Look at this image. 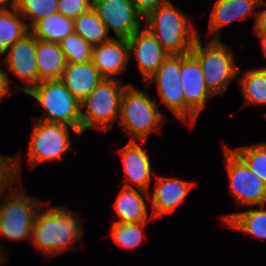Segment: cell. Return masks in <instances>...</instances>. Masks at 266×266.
I'll use <instances>...</instances> for the list:
<instances>
[{
  "label": "cell",
  "instance_id": "23",
  "mask_svg": "<svg viewBox=\"0 0 266 266\" xmlns=\"http://www.w3.org/2000/svg\"><path fill=\"white\" fill-rule=\"evenodd\" d=\"M23 19V20H22ZM30 29L17 8H0V56Z\"/></svg>",
  "mask_w": 266,
  "mask_h": 266
},
{
  "label": "cell",
  "instance_id": "37",
  "mask_svg": "<svg viewBox=\"0 0 266 266\" xmlns=\"http://www.w3.org/2000/svg\"><path fill=\"white\" fill-rule=\"evenodd\" d=\"M3 244L0 245V266H2V264L4 263L5 264V261L8 262L7 260V257L5 256V254H3L4 252L2 251L3 249Z\"/></svg>",
  "mask_w": 266,
  "mask_h": 266
},
{
  "label": "cell",
  "instance_id": "21",
  "mask_svg": "<svg viewBox=\"0 0 266 266\" xmlns=\"http://www.w3.org/2000/svg\"><path fill=\"white\" fill-rule=\"evenodd\" d=\"M36 62L39 82L60 80L67 64L59 43L39 39H37Z\"/></svg>",
  "mask_w": 266,
  "mask_h": 266
},
{
  "label": "cell",
  "instance_id": "2",
  "mask_svg": "<svg viewBox=\"0 0 266 266\" xmlns=\"http://www.w3.org/2000/svg\"><path fill=\"white\" fill-rule=\"evenodd\" d=\"M144 21V27L170 55L191 53L192 47L199 37L189 16L177 9L171 1L152 11L144 18Z\"/></svg>",
  "mask_w": 266,
  "mask_h": 266
},
{
  "label": "cell",
  "instance_id": "25",
  "mask_svg": "<svg viewBox=\"0 0 266 266\" xmlns=\"http://www.w3.org/2000/svg\"><path fill=\"white\" fill-rule=\"evenodd\" d=\"M74 32L93 47L110 40L106 26L91 7L88 11L74 19Z\"/></svg>",
  "mask_w": 266,
  "mask_h": 266
},
{
  "label": "cell",
  "instance_id": "27",
  "mask_svg": "<svg viewBox=\"0 0 266 266\" xmlns=\"http://www.w3.org/2000/svg\"><path fill=\"white\" fill-rule=\"evenodd\" d=\"M59 0H16L15 7L19 14L26 20L30 29L39 20L58 13Z\"/></svg>",
  "mask_w": 266,
  "mask_h": 266
},
{
  "label": "cell",
  "instance_id": "20",
  "mask_svg": "<svg viewBox=\"0 0 266 266\" xmlns=\"http://www.w3.org/2000/svg\"><path fill=\"white\" fill-rule=\"evenodd\" d=\"M144 193L149 200V192L138 188L122 187L117 199L114 203V208L118 216L117 223H142L148 220V208L143 197Z\"/></svg>",
  "mask_w": 266,
  "mask_h": 266
},
{
  "label": "cell",
  "instance_id": "29",
  "mask_svg": "<svg viewBox=\"0 0 266 266\" xmlns=\"http://www.w3.org/2000/svg\"><path fill=\"white\" fill-rule=\"evenodd\" d=\"M147 222L142 223H117L111 227V236L116 244L127 249H134L144 239V228Z\"/></svg>",
  "mask_w": 266,
  "mask_h": 266
},
{
  "label": "cell",
  "instance_id": "22",
  "mask_svg": "<svg viewBox=\"0 0 266 266\" xmlns=\"http://www.w3.org/2000/svg\"><path fill=\"white\" fill-rule=\"evenodd\" d=\"M222 215L223 223L245 234L266 239V209L264 206Z\"/></svg>",
  "mask_w": 266,
  "mask_h": 266
},
{
  "label": "cell",
  "instance_id": "33",
  "mask_svg": "<svg viewBox=\"0 0 266 266\" xmlns=\"http://www.w3.org/2000/svg\"><path fill=\"white\" fill-rule=\"evenodd\" d=\"M137 12L146 18L152 11H155L161 5L166 4L170 0H131Z\"/></svg>",
  "mask_w": 266,
  "mask_h": 266
},
{
  "label": "cell",
  "instance_id": "26",
  "mask_svg": "<svg viewBox=\"0 0 266 266\" xmlns=\"http://www.w3.org/2000/svg\"><path fill=\"white\" fill-rule=\"evenodd\" d=\"M244 104H266V67L248 69L239 79Z\"/></svg>",
  "mask_w": 266,
  "mask_h": 266
},
{
  "label": "cell",
  "instance_id": "11",
  "mask_svg": "<svg viewBox=\"0 0 266 266\" xmlns=\"http://www.w3.org/2000/svg\"><path fill=\"white\" fill-rule=\"evenodd\" d=\"M157 85L158 95L173 114L185 123V99L181 88L180 55H169L145 83Z\"/></svg>",
  "mask_w": 266,
  "mask_h": 266
},
{
  "label": "cell",
  "instance_id": "19",
  "mask_svg": "<svg viewBox=\"0 0 266 266\" xmlns=\"http://www.w3.org/2000/svg\"><path fill=\"white\" fill-rule=\"evenodd\" d=\"M104 79L91 61L86 63H67L60 81L81 102Z\"/></svg>",
  "mask_w": 266,
  "mask_h": 266
},
{
  "label": "cell",
  "instance_id": "30",
  "mask_svg": "<svg viewBox=\"0 0 266 266\" xmlns=\"http://www.w3.org/2000/svg\"><path fill=\"white\" fill-rule=\"evenodd\" d=\"M67 63H86L91 61L93 46L73 32L60 42Z\"/></svg>",
  "mask_w": 266,
  "mask_h": 266
},
{
  "label": "cell",
  "instance_id": "1",
  "mask_svg": "<svg viewBox=\"0 0 266 266\" xmlns=\"http://www.w3.org/2000/svg\"><path fill=\"white\" fill-rule=\"evenodd\" d=\"M50 200L39 208L35 215L31 233L33 246L48 255L50 258L71 250L77 244L76 241L83 240V225L79 221L77 213L73 214L63 206H50Z\"/></svg>",
  "mask_w": 266,
  "mask_h": 266
},
{
  "label": "cell",
  "instance_id": "7",
  "mask_svg": "<svg viewBox=\"0 0 266 266\" xmlns=\"http://www.w3.org/2000/svg\"><path fill=\"white\" fill-rule=\"evenodd\" d=\"M42 204L21 187L9 188L0 201V237L13 241L31 239L35 215Z\"/></svg>",
  "mask_w": 266,
  "mask_h": 266
},
{
  "label": "cell",
  "instance_id": "28",
  "mask_svg": "<svg viewBox=\"0 0 266 266\" xmlns=\"http://www.w3.org/2000/svg\"><path fill=\"white\" fill-rule=\"evenodd\" d=\"M232 150L266 184V142L241 146Z\"/></svg>",
  "mask_w": 266,
  "mask_h": 266
},
{
  "label": "cell",
  "instance_id": "17",
  "mask_svg": "<svg viewBox=\"0 0 266 266\" xmlns=\"http://www.w3.org/2000/svg\"><path fill=\"white\" fill-rule=\"evenodd\" d=\"M195 183L180 178L156 175V185L153 193L149 192L152 202V218L170 213L182 203Z\"/></svg>",
  "mask_w": 266,
  "mask_h": 266
},
{
  "label": "cell",
  "instance_id": "4",
  "mask_svg": "<svg viewBox=\"0 0 266 266\" xmlns=\"http://www.w3.org/2000/svg\"><path fill=\"white\" fill-rule=\"evenodd\" d=\"M126 86L120 79L104 78L81 101V134L87 129L105 132L113 127L119 120L121 96Z\"/></svg>",
  "mask_w": 266,
  "mask_h": 266
},
{
  "label": "cell",
  "instance_id": "15",
  "mask_svg": "<svg viewBox=\"0 0 266 266\" xmlns=\"http://www.w3.org/2000/svg\"><path fill=\"white\" fill-rule=\"evenodd\" d=\"M129 60V42L126 38L112 37L92 50L91 62L107 79H116L127 69Z\"/></svg>",
  "mask_w": 266,
  "mask_h": 266
},
{
  "label": "cell",
  "instance_id": "5",
  "mask_svg": "<svg viewBox=\"0 0 266 266\" xmlns=\"http://www.w3.org/2000/svg\"><path fill=\"white\" fill-rule=\"evenodd\" d=\"M222 41L208 39L203 47L198 37L191 50L200 62L206 86L214 96L224 94L231 80L238 77L236 58Z\"/></svg>",
  "mask_w": 266,
  "mask_h": 266
},
{
  "label": "cell",
  "instance_id": "31",
  "mask_svg": "<svg viewBox=\"0 0 266 266\" xmlns=\"http://www.w3.org/2000/svg\"><path fill=\"white\" fill-rule=\"evenodd\" d=\"M19 157L0 154V198L8 187L20 183L22 165Z\"/></svg>",
  "mask_w": 266,
  "mask_h": 266
},
{
  "label": "cell",
  "instance_id": "10",
  "mask_svg": "<svg viewBox=\"0 0 266 266\" xmlns=\"http://www.w3.org/2000/svg\"><path fill=\"white\" fill-rule=\"evenodd\" d=\"M181 88L185 99V124H195L200 112L214 95L208 90L203 70L192 54L180 55Z\"/></svg>",
  "mask_w": 266,
  "mask_h": 266
},
{
  "label": "cell",
  "instance_id": "36",
  "mask_svg": "<svg viewBox=\"0 0 266 266\" xmlns=\"http://www.w3.org/2000/svg\"><path fill=\"white\" fill-rule=\"evenodd\" d=\"M10 3V8L16 5V0H0V8H8Z\"/></svg>",
  "mask_w": 266,
  "mask_h": 266
},
{
  "label": "cell",
  "instance_id": "18",
  "mask_svg": "<svg viewBox=\"0 0 266 266\" xmlns=\"http://www.w3.org/2000/svg\"><path fill=\"white\" fill-rule=\"evenodd\" d=\"M261 5H266L265 0H217L210 15L209 39H221L219 33L226 24L251 15L256 18L255 10Z\"/></svg>",
  "mask_w": 266,
  "mask_h": 266
},
{
  "label": "cell",
  "instance_id": "3",
  "mask_svg": "<svg viewBox=\"0 0 266 266\" xmlns=\"http://www.w3.org/2000/svg\"><path fill=\"white\" fill-rule=\"evenodd\" d=\"M118 121L122 130L132 136L131 141H147L151 133L161 131L166 119L156 100L128 84L121 96Z\"/></svg>",
  "mask_w": 266,
  "mask_h": 266
},
{
  "label": "cell",
  "instance_id": "34",
  "mask_svg": "<svg viewBox=\"0 0 266 266\" xmlns=\"http://www.w3.org/2000/svg\"><path fill=\"white\" fill-rule=\"evenodd\" d=\"M254 23V31L262 43L266 40V8L257 12Z\"/></svg>",
  "mask_w": 266,
  "mask_h": 266
},
{
  "label": "cell",
  "instance_id": "38",
  "mask_svg": "<svg viewBox=\"0 0 266 266\" xmlns=\"http://www.w3.org/2000/svg\"><path fill=\"white\" fill-rule=\"evenodd\" d=\"M261 45H262V49H263V52H264V55H265V57H266V40H264L262 43H261ZM264 67H266V66H264Z\"/></svg>",
  "mask_w": 266,
  "mask_h": 266
},
{
  "label": "cell",
  "instance_id": "14",
  "mask_svg": "<svg viewBox=\"0 0 266 266\" xmlns=\"http://www.w3.org/2000/svg\"><path fill=\"white\" fill-rule=\"evenodd\" d=\"M128 42L129 55L134 56L139 72L146 83L170 54L144 26L128 38Z\"/></svg>",
  "mask_w": 266,
  "mask_h": 266
},
{
  "label": "cell",
  "instance_id": "13",
  "mask_svg": "<svg viewBox=\"0 0 266 266\" xmlns=\"http://www.w3.org/2000/svg\"><path fill=\"white\" fill-rule=\"evenodd\" d=\"M37 38L29 31L6 50L2 64L9 73L15 75L25 86H19L24 93L39 83V72L36 62Z\"/></svg>",
  "mask_w": 266,
  "mask_h": 266
},
{
  "label": "cell",
  "instance_id": "32",
  "mask_svg": "<svg viewBox=\"0 0 266 266\" xmlns=\"http://www.w3.org/2000/svg\"><path fill=\"white\" fill-rule=\"evenodd\" d=\"M91 7L92 0H59L58 13L74 20Z\"/></svg>",
  "mask_w": 266,
  "mask_h": 266
},
{
  "label": "cell",
  "instance_id": "9",
  "mask_svg": "<svg viewBox=\"0 0 266 266\" xmlns=\"http://www.w3.org/2000/svg\"><path fill=\"white\" fill-rule=\"evenodd\" d=\"M229 193L239 206L259 207L266 204V184L230 148L223 145Z\"/></svg>",
  "mask_w": 266,
  "mask_h": 266
},
{
  "label": "cell",
  "instance_id": "16",
  "mask_svg": "<svg viewBox=\"0 0 266 266\" xmlns=\"http://www.w3.org/2000/svg\"><path fill=\"white\" fill-rule=\"evenodd\" d=\"M146 141H129L119 152L122 156L126 176L125 187L138 188L150 192L152 168L150 155L143 148ZM136 185V187L134 186Z\"/></svg>",
  "mask_w": 266,
  "mask_h": 266
},
{
  "label": "cell",
  "instance_id": "35",
  "mask_svg": "<svg viewBox=\"0 0 266 266\" xmlns=\"http://www.w3.org/2000/svg\"><path fill=\"white\" fill-rule=\"evenodd\" d=\"M10 80L9 73L0 68V102L3 101L11 93V88L19 90V86L13 85Z\"/></svg>",
  "mask_w": 266,
  "mask_h": 266
},
{
  "label": "cell",
  "instance_id": "6",
  "mask_svg": "<svg viewBox=\"0 0 266 266\" xmlns=\"http://www.w3.org/2000/svg\"><path fill=\"white\" fill-rule=\"evenodd\" d=\"M25 93L45 109L36 120L65 124L81 133V102L60 80L39 82Z\"/></svg>",
  "mask_w": 266,
  "mask_h": 266
},
{
  "label": "cell",
  "instance_id": "8",
  "mask_svg": "<svg viewBox=\"0 0 266 266\" xmlns=\"http://www.w3.org/2000/svg\"><path fill=\"white\" fill-rule=\"evenodd\" d=\"M70 130L77 138L82 135L76 128L65 124L34 119L27 152L28 166L35 169L41 163L61 159L72 145Z\"/></svg>",
  "mask_w": 266,
  "mask_h": 266
},
{
  "label": "cell",
  "instance_id": "12",
  "mask_svg": "<svg viewBox=\"0 0 266 266\" xmlns=\"http://www.w3.org/2000/svg\"><path fill=\"white\" fill-rule=\"evenodd\" d=\"M92 7L115 38L128 39L143 26L131 0H92Z\"/></svg>",
  "mask_w": 266,
  "mask_h": 266
},
{
  "label": "cell",
  "instance_id": "24",
  "mask_svg": "<svg viewBox=\"0 0 266 266\" xmlns=\"http://www.w3.org/2000/svg\"><path fill=\"white\" fill-rule=\"evenodd\" d=\"M73 25L74 20L55 13L36 22L30 32L39 40L59 43L74 32Z\"/></svg>",
  "mask_w": 266,
  "mask_h": 266
}]
</instances>
